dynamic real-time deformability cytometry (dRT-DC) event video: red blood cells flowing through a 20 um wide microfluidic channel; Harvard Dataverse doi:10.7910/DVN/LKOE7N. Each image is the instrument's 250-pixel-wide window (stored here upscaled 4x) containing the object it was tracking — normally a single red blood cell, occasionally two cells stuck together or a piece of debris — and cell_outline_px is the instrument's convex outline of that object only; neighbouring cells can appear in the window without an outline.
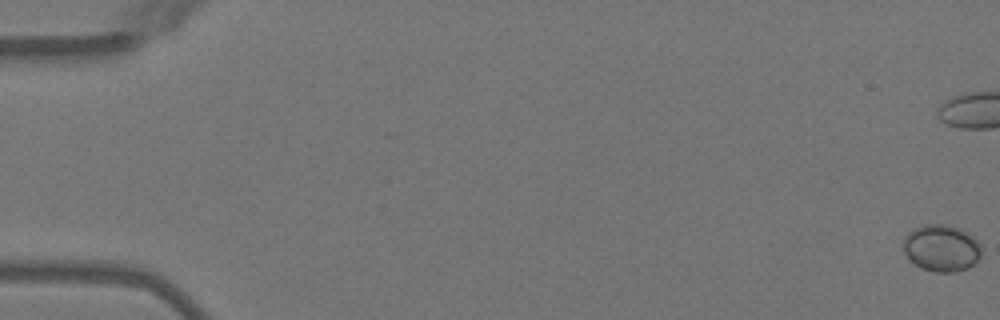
{"species": "Egyptian fruit bat (a non-hibernating species)", "species_latin": "Rousettus aegyptiacus", "temperature_condition": "warm", "stored_images_in_passage": 10, "camera_frame_rate_fps": 3000, "um_per_image_px": 0.085, "animal": {"sex": "female"}, "frame": {"image": 1, "passage_image": 1, "time_ms": 0.0, "image_size_px": [1000, 320], "cell_outline_px": [[980, 256], [968, 268], [956, 272], [936, 272], [924, 268], [916, 264], [904, 252], [904, 240], [908, 232], [912, 228], [924, 224], [944, 224], [960, 228], [972, 236], [980, 244]], "centroid_in_image_um": [80.02, 21.06], "position_along_channel_um": 5.0, "area_um2": 21.04}}